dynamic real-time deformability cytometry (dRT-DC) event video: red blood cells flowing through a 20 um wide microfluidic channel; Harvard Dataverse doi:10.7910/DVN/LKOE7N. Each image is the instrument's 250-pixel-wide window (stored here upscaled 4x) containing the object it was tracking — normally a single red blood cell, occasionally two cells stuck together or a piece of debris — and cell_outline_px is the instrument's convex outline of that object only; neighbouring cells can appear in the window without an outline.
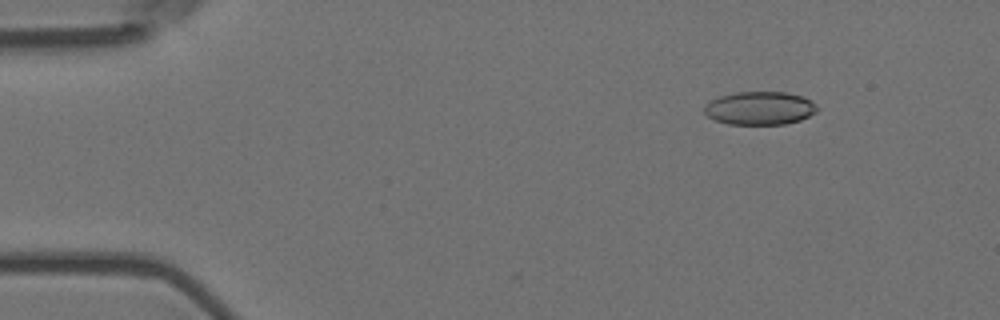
{"species": "Egyptian fruit bat (a non-hibernating species)", "species_latin": "Rousettus aegyptiacus", "temperature_condition": "room temperature", "stored_images_in_passage": 5, "camera_frame_rate_fps": 3000, "um_per_image_px": 0.085, "animal": {"sex": "female"}, "frame": {"image": 1, "passage_image": 2, "time_ms": 0.333, "image_size_px": [1000, 320], "cell_outline_px": [[816, 112], [800, 120], [784, 124], [728, 124], [716, 120], [708, 116], [704, 112], [704, 104], [720, 96], [736, 92], [784, 92], [800, 96], [816, 104]], "centroid_in_image_um": [64.54, 9.2], "position_along_channel_um": 20.5, "area_um2": 21.62}}
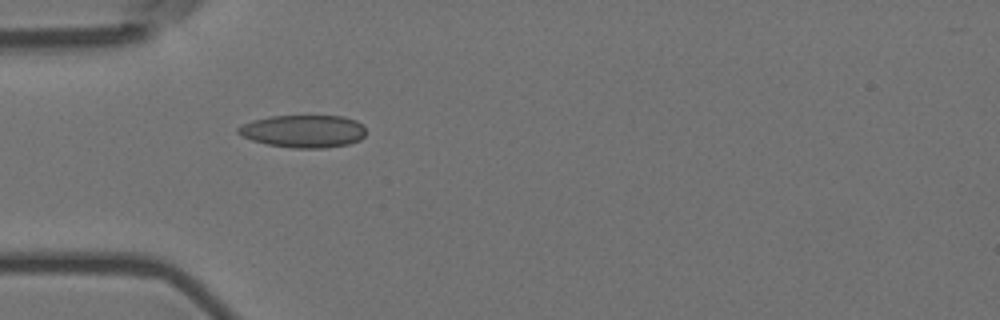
{"frame": {"image": 2, "passage_image": 5, "time_ms": 1.333, "image_size_px": [1000, 320], "cell_outline_px": [[364, 136], [360, 140], [348, 144], [324, 148], [292, 148], [268, 144], [252, 140], [236, 132], [236, 128], [252, 120], [268, 116], [344, 116], [356, 120], [364, 128]], "centroid_in_image_um": [25.78, 11.15], "position_along_channel_um": 59.2, "area_um2": 24.22}}